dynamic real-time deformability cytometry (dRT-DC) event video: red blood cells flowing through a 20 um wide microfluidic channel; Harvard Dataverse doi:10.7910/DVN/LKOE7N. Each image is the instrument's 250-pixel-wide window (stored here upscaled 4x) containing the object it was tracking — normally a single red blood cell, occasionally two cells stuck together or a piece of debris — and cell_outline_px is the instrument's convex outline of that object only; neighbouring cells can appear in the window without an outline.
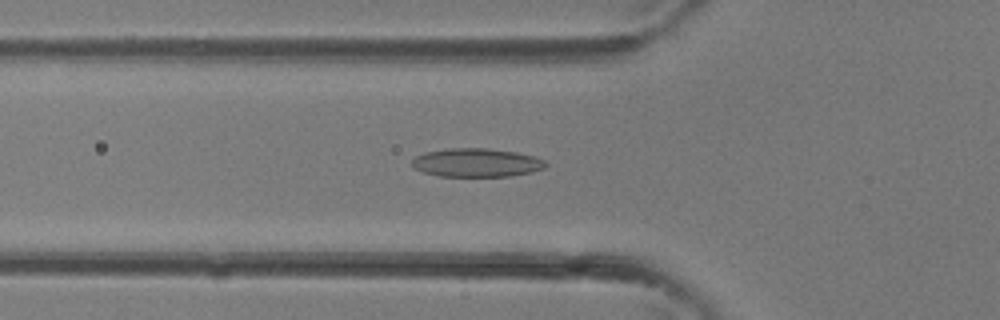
{"species": "common noctule bat (a hibernating species)", "species_latin": "Nyctalus noctula", "temperature_condition": "room temperature", "stored_images_in_passage": 32, "camera_frame_rate_fps": 3000, "um_per_image_px": 0.085, "animal": {"sex": "female"}, "frame": {"image": 1, "passage_image": 8, "time_ms": 2.333, "image_size_px": [1000, 320], "cell_outline_px": [[548, 164], [544, 168], [532, 172], [512, 176], [440, 176], [420, 172], [412, 168], [412, 160], [416, 156], [424, 152], [448, 148], [488, 148], [516, 152], [536, 156], [544, 160]], "centroid_in_image_um": [40.49, 13.82], "position_along_channel_um": 85.3, "area_um2": 22.54}}
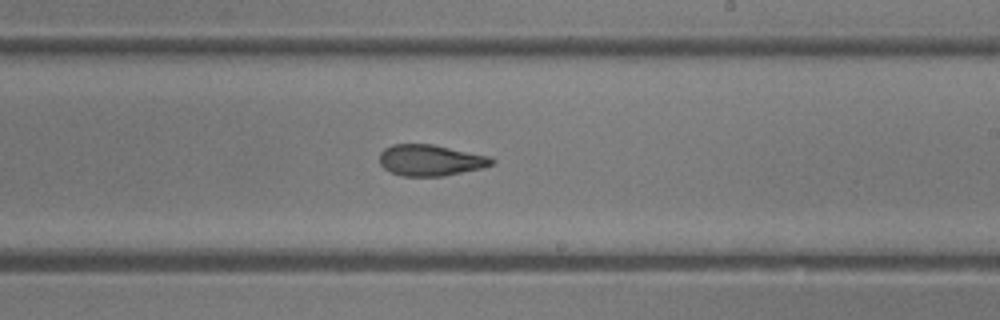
{"frame": {"image": 2, "passage_image": 17, "time_ms": 5.333, "image_size_px": [1000, 320], "cell_outline_px": [[496, 164], [484, 168], [444, 176], [400, 176], [384, 168], [380, 164], [380, 152], [384, 148], [392, 144], [432, 144], [488, 156], [496, 160]], "centroid_in_image_um": [36.61, 13.63], "position_along_channel_um": 252.4, "area_um2": 20.52}}
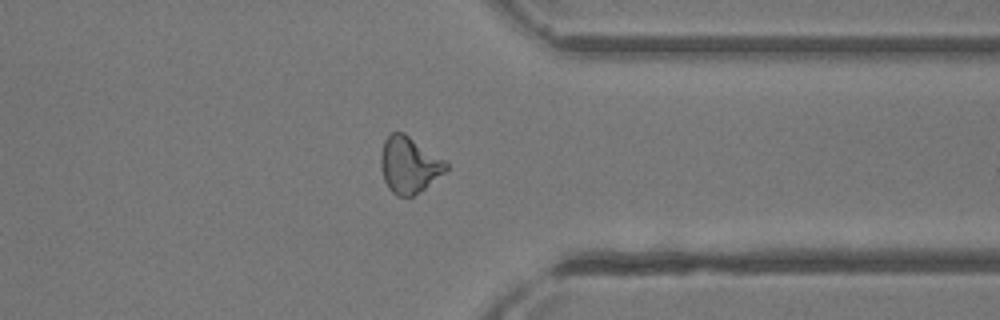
{"frame": {"image": 3, "passage_image": 24, "time_ms": 7.667, "image_size_px": [1000, 320], "cell_outline_px": [[448, 168], [444, 172], [420, 192], [412, 196], [396, 196], [388, 188], [384, 180], [380, 164], [380, 156], [384, 140], [392, 132], [404, 132], [448, 160]], "centroid_in_image_um": [34.79, 13.99], "position_along_channel_um": 376.6, "area_um2": 21.73}}